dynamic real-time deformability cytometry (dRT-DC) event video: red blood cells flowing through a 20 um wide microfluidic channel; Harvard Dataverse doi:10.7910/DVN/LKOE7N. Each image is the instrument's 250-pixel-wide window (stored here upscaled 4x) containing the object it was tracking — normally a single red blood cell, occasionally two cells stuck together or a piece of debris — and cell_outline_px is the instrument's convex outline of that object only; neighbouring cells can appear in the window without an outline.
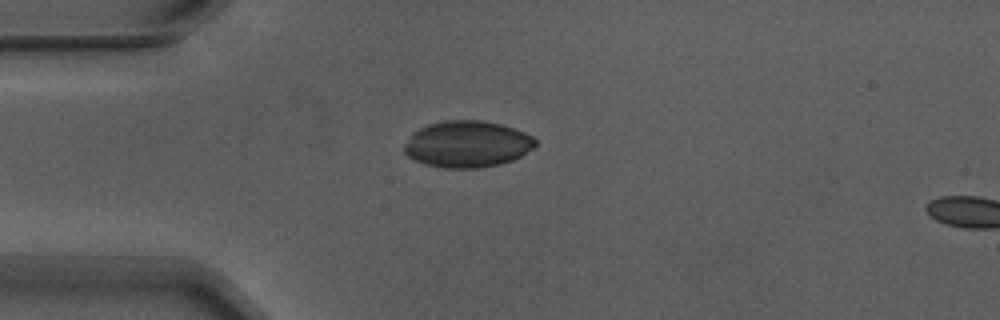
{"species": "Egyptian fruit bat (a non-hibernating species)", "species_latin": "Rousettus aegyptiacus", "temperature_condition": "warm", "stored_images_in_passage": 2, "camera_frame_rate_fps": 3000, "um_per_image_px": 0.085, "animal": {"sex": "male"}, "frame": {"image": 1, "passage_image": 2, "time_ms": 0.333, "image_size_px": [1000, 320], "cell_outline_px": [[536, 144], [532, 148], [520, 156], [512, 160], [500, 164], [480, 168], [444, 168], [424, 164], [408, 156], [404, 152], [404, 144], [412, 132], [428, 124], [448, 120], [480, 120], [500, 124], [524, 132], [532, 136], [536, 140]], "centroid_in_image_um": [39.69, 12.25], "position_along_channel_um": 45.3, "area_um2": 35.49}}